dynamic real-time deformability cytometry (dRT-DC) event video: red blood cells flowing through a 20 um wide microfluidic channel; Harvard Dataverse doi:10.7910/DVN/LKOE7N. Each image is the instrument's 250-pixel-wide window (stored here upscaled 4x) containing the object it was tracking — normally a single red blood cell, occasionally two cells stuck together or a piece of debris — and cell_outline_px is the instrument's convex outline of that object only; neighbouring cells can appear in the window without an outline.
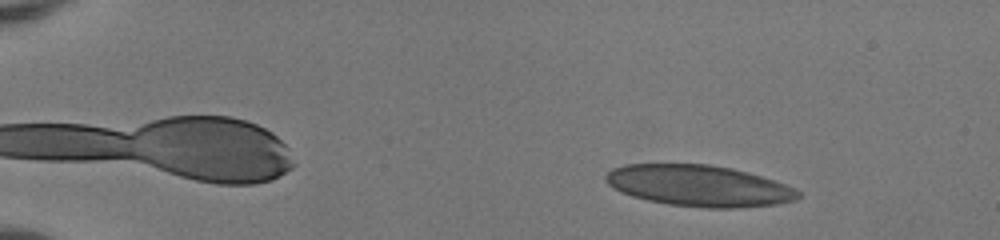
{"species": "human", "species_latin": "Homo sapiens", "temperature_condition": "room temperature", "stored_images_in_passage": 52, "camera_frame_rate_fps": 3000, "um_per_image_px": 0.085, "donor": {"sex": "female"}, "frame": {"image": 1, "passage_image": 8, "time_ms": 2.333, "image_size_px": [1000, 240], "cell_outline_px": [[800, 196], [796, 200], [776, 204], [736, 208], [708, 208], [668, 204], [648, 200], [632, 196], [620, 192], [612, 188], [604, 180], [604, 176], [612, 168], [624, 164], [708, 164], [732, 168], [748, 172], [796, 188], [800, 192]], "centroid_in_image_um": [59.38, 15.78], "position_along_channel_um": 25.6, "area_um2": 46.36}}
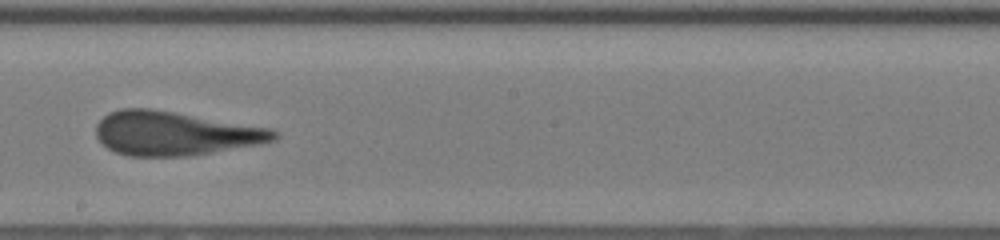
{"frame": {"image": 2, "passage_image": 32, "time_ms": 10.333, "image_size_px": [1000, 240], "cell_outline_px": [[280, 136], [276, 140], [260, 144], [188, 156], [128, 156], [116, 152], [108, 148], [96, 136], [96, 124], [108, 112], [120, 108], [152, 108], [272, 128], [280, 132]], "centroid_in_image_um": [14.89, 11.33], "position_along_channel_um": 233.3, "area_um2": 45.84}}
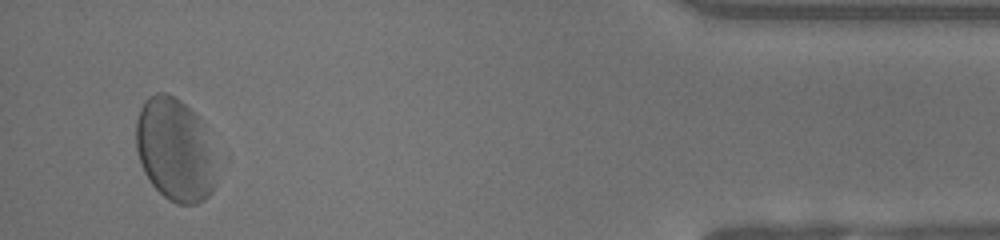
{"frame": {"image": 3, "passage_image": 50, "time_ms": 16.333, "image_size_px": [1000, 240], "cell_outline_px": [[216, 184], [212, 192], [204, 200], [196, 204], [176, 204], [168, 200], [152, 184], [144, 172], [140, 164], [136, 148], [136, 120], [140, 108], [144, 100], [148, 96], [156, 92], [164, 92], [180, 100], [204, 124], [216, 156]], "centroid_in_image_um": [14.89, 12.75], "position_along_channel_um": 420.3, "area_um2": 48.9}, "authors_computed_cell_mechanics": {"area_um2": 46.3556, "velocity_mm_per_s": 4.0347, "shape_relaxation_time_tau1_ms": 4.721, "shape_relaxation_time_tau2_ms": 1.2069, "deformation_change_tau1": 0.164, "deformation_change_tau2": 0.1139}}